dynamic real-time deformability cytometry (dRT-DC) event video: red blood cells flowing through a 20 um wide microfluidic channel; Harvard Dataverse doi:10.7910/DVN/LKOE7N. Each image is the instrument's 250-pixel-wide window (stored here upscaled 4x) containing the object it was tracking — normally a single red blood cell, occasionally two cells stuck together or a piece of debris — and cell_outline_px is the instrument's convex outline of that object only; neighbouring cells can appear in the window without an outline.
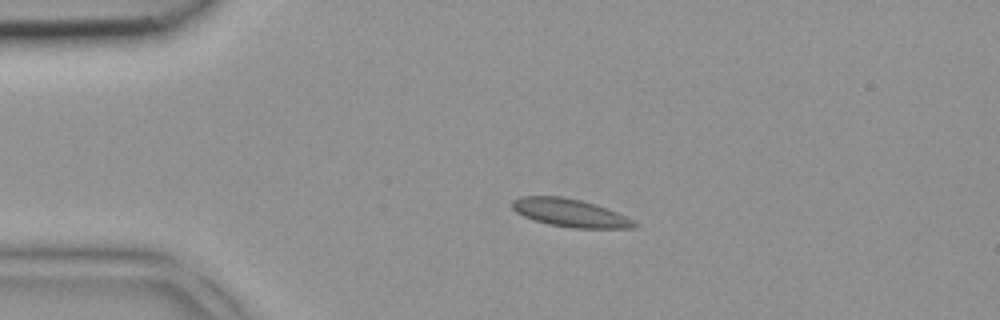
{"species": "common noctule bat (a hibernating species)", "species_latin": "Nyctalus noctula", "temperature_condition": "room temperature", "stored_images_in_passage": 3, "camera_frame_rate_fps": 3000, "um_per_image_px": 0.085, "animal": {"sex": "female", "body_mass_g": 18.4}, "frame": {"image": 1, "passage_image": 2, "time_ms": 0.333, "image_size_px": [1000, 320], "cell_outline_px": [[640, 224], [636, 228], [572, 228], [548, 224], [524, 216], [516, 212], [512, 208], [512, 200], [520, 196], [564, 196], [596, 204], [616, 212]], "centroid_in_image_um": [48.45, 18.09], "position_along_channel_um": 36.5, "area_um2": 19.88}}